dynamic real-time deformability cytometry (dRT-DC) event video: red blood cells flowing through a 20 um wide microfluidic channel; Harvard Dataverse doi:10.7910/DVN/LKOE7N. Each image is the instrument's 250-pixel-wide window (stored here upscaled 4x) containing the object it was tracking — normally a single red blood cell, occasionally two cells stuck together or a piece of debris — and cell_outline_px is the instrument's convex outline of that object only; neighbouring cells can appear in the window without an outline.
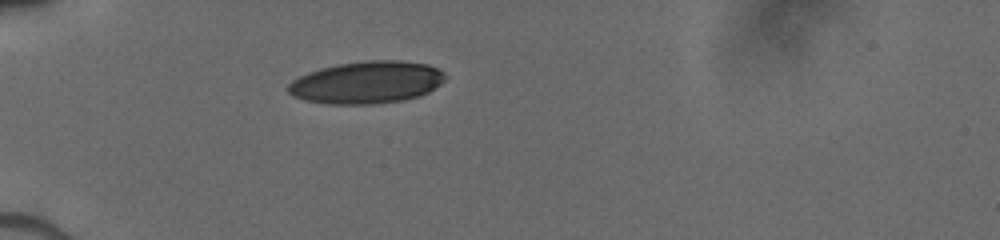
{"species": "human", "species_latin": "Homo sapiens", "temperature_condition": "cold", "stored_images_in_passage": 35, "camera_frame_rate_fps": 3000, "um_per_image_px": 0.085, "donor": {"sex": "male"}, "frame": {"image": 1, "passage_image": 1, "time_ms": 0.0, "image_size_px": [1000, 240], "cell_outline_px": [[444, 80], [440, 84], [428, 92], [420, 96], [404, 100], [372, 104], [328, 104], [304, 100], [292, 96], [288, 92], [288, 84], [292, 80], [308, 72], [320, 68], [340, 64], [368, 60], [400, 60], [428, 64], [444, 72]], "centroid_in_image_um": [31.16, 7.01], "position_along_channel_um": 53.8, "area_um2": 38.73}}
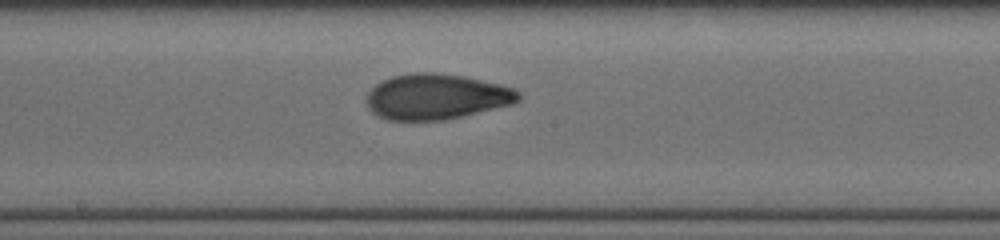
{"frame": {"image": 2, "passage_image": 14, "time_ms": 4.333, "image_size_px": [1000, 240], "cell_outline_px": [[520, 100], [512, 104], [444, 120], [388, 120], [372, 112], [368, 108], [368, 92], [376, 84], [392, 76], [412, 72], [436, 72], [464, 76], [500, 84], [512, 88], [520, 92]], "centroid_in_image_um": [37.09, 8.21], "position_along_channel_um": 211.1, "area_um2": 40.11}}
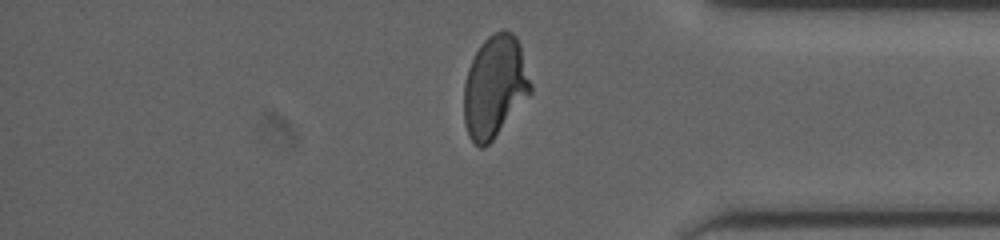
{"frame": {"image": 3, "passage_image": 28, "time_ms": 9.0, "image_size_px": [1000, 240], "cell_outline_px": [[532, 92], [492, 140], [484, 148], [480, 148], [468, 136], [464, 124], [464, 84], [468, 68], [480, 44], [492, 32], [504, 28], [512, 32], [516, 36], [520, 44], [532, 84]], "centroid_in_image_um": [42.06, 7.33], "position_along_channel_um": 393.1, "area_um2": 39.82}}